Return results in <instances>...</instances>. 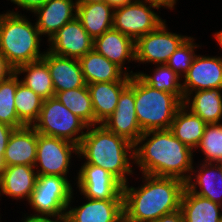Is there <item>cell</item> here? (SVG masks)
Wrapping results in <instances>:
<instances>
[{
    "label": "cell",
    "mask_w": 222,
    "mask_h": 222,
    "mask_svg": "<svg viewBox=\"0 0 222 222\" xmlns=\"http://www.w3.org/2000/svg\"><path fill=\"white\" fill-rule=\"evenodd\" d=\"M219 168H220L221 175H222V161H221V162H219Z\"/></svg>",
    "instance_id": "cell-46"
},
{
    "label": "cell",
    "mask_w": 222,
    "mask_h": 222,
    "mask_svg": "<svg viewBox=\"0 0 222 222\" xmlns=\"http://www.w3.org/2000/svg\"><path fill=\"white\" fill-rule=\"evenodd\" d=\"M35 171V167L30 165L6 166L0 176V195L28 201L38 176Z\"/></svg>",
    "instance_id": "cell-20"
},
{
    "label": "cell",
    "mask_w": 222,
    "mask_h": 222,
    "mask_svg": "<svg viewBox=\"0 0 222 222\" xmlns=\"http://www.w3.org/2000/svg\"><path fill=\"white\" fill-rule=\"evenodd\" d=\"M192 151L169 129L151 130L143 132L135 143L132 164H137L142 174L174 177L186 182L194 167Z\"/></svg>",
    "instance_id": "cell-1"
},
{
    "label": "cell",
    "mask_w": 222,
    "mask_h": 222,
    "mask_svg": "<svg viewBox=\"0 0 222 222\" xmlns=\"http://www.w3.org/2000/svg\"><path fill=\"white\" fill-rule=\"evenodd\" d=\"M145 1L155 3L159 5L160 7H164V8L166 7L173 10L177 0H145Z\"/></svg>",
    "instance_id": "cell-40"
},
{
    "label": "cell",
    "mask_w": 222,
    "mask_h": 222,
    "mask_svg": "<svg viewBox=\"0 0 222 222\" xmlns=\"http://www.w3.org/2000/svg\"><path fill=\"white\" fill-rule=\"evenodd\" d=\"M17 73L0 81V123L7 124L15 129L26 126L19 118L15 108V93L21 82Z\"/></svg>",
    "instance_id": "cell-30"
},
{
    "label": "cell",
    "mask_w": 222,
    "mask_h": 222,
    "mask_svg": "<svg viewBox=\"0 0 222 222\" xmlns=\"http://www.w3.org/2000/svg\"><path fill=\"white\" fill-rule=\"evenodd\" d=\"M18 7L22 9H26L34 13L37 9H39L42 5H44L48 0H10Z\"/></svg>",
    "instance_id": "cell-35"
},
{
    "label": "cell",
    "mask_w": 222,
    "mask_h": 222,
    "mask_svg": "<svg viewBox=\"0 0 222 222\" xmlns=\"http://www.w3.org/2000/svg\"><path fill=\"white\" fill-rule=\"evenodd\" d=\"M151 8L159 10L161 7L145 0H134L127 5L115 8L113 28L136 41L165 21Z\"/></svg>",
    "instance_id": "cell-8"
},
{
    "label": "cell",
    "mask_w": 222,
    "mask_h": 222,
    "mask_svg": "<svg viewBox=\"0 0 222 222\" xmlns=\"http://www.w3.org/2000/svg\"><path fill=\"white\" fill-rule=\"evenodd\" d=\"M93 49L119 66L125 73L126 61L135 62V41L114 28L94 39ZM132 59V60H131Z\"/></svg>",
    "instance_id": "cell-18"
},
{
    "label": "cell",
    "mask_w": 222,
    "mask_h": 222,
    "mask_svg": "<svg viewBox=\"0 0 222 222\" xmlns=\"http://www.w3.org/2000/svg\"><path fill=\"white\" fill-rule=\"evenodd\" d=\"M77 4H89V3H101L105 2V0H76Z\"/></svg>",
    "instance_id": "cell-44"
},
{
    "label": "cell",
    "mask_w": 222,
    "mask_h": 222,
    "mask_svg": "<svg viewBox=\"0 0 222 222\" xmlns=\"http://www.w3.org/2000/svg\"><path fill=\"white\" fill-rule=\"evenodd\" d=\"M92 127L86 128L78 145V156L87 159L86 164L102 167L123 185L129 183L127 176L133 174L130 160H134V144L108 131L102 124Z\"/></svg>",
    "instance_id": "cell-3"
},
{
    "label": "cell",
    "mask_w": 222,
    "mask_h": 222,
    "mask_svg": "<svg viewBox=\"0 0 222 222\" xmlns=\"http://www.w3.org/2000/svg\"><path fill=\"white\" fill-rule=\"evenodd\" d=\"M73 152L78 155V145L75 143L37 132L34 164L37 175H57L67 178Z\"/></svg>",
    "instance_id": "cell-9"
},
{
    "label": "cell",
    "mask_w": 222,
    "mask_h": 222,
    "mask_svg": "<svg viewBox=\"0 0 222 222\" xmlns=\"http://www.w3.org/2000/svg\"><path fill=\"white\" fill-rule=\"evenodd\" d=\"M54 222H68L66 218L63 219H56Z\"/></svg>",
    "instance_id": "cell-45"
},
{
    "label": "cell",
    "mask_w": 222,
    "mask_h": 222,
    "mask_svg": "<svg viewBox=\"0 0 222 222\" xmlns=\"http://www.w3.org/2000/svg\"><path fill=\"white\" fill-rule=\"evenodd\" d=\"M156 66L153 76L143 72H136V74L152 88L174 94L183 103L184 93L180 82L181 76L166 64Z\"/></svg>",
    "instance_id": "cell-31"
},
{
    "label": "cell",
    "mask_w": 222,
    "mask_h": 222,
    "mask_svg": "<svg viewBox=\"0 0 222 222\" xmlns=\"http://www.w3.org/2000/svg\"><path fill=\"white\" fill-rule=\"evenodd\" d=\"M42 59L49 68L55 94L87 85L79 59L59 56L48 50Z\"/></svg>",
    "instance_id": "cell-16"
},
{
    "label": "cell",
    "mask_w": 222,
    "mask_h": 222,
    "mask_svg": "<svg viewBox=\"0 0 222 222\" xmlns=\"http://www.w3.org/2000/svg\"><path fill=\"white\" fill-rule=\"evenodd\" d=\"M15 69L7 62L5 56L0 52V81L7 79Z\"/></svg>",
    "instance_id": "cell-36"
},
{
    "label": "cell",
    "mask_w": 222,
    "mask_h": 222,
    "mask_svg": "<svg viewBox=\"0 0 222 222\" xmlns=\"http://www.w3.org/2000/svg\"><path fill=\"white\" fill-rule=\"evenodd\" d=\"M193 37H187L169 57L166 65L182 77L188 72L195 56V49L201 47L194 42Z\"/></svg>",
    "instance_id": "cell-34"
},
{
    "label": "cell",
    "mask_w": 222,
    "mask_h": 222,
    "mask_svg": "<svg viewBox=\"0 0 222 222\" xmlns=\"http://www.w3.org/2000/svg\"><path fill=\"white\" fill-rule=\"evenodd\" d=\"M15 73L18 75L26 73L25 77L20 80L21 83L32 89L44 100L55 97L49 68L43 59L20 65L15 69Z\"/></svg>",
    "instance_id": "cell-28"
},
{
    "label": "cell",
    "mask_w": 222,
    "mask_h": 222,
    "mask_svg": "<svg viewBox=\"0 0 222 222\" xmlns=\"http://www.w3.org/2000/svg\"><path fill=\"white\" fill-rule=\"evenodd\" d=\"M114 9L106 2L77 4L76 18L94 40L113 28Z\"/></svg>",
    "instance_id": "cell-25"
},
{
    "label": "cell",
    "mask_w": 222,
    "mask_h": 222,
    "mask_svg": "<svg viewBox=\"0 0 222 222\" xmlns=\"http://www.w3.org/2000/svg\"><path fill=\"white\" fill-rule=\"evenodd\" d=\"M15 128L0 123V149H6L9 137Z\"/></svg>",
    "instance_id": "cell-37"
},
{
    "label": "cell",
    "mask_w": 222,
    "mask_h": 222,
    "mask_svg": "<svg viewBox=\"0 0 222 222\" xmlns=\"http://www.w3.org/2000/svg\"><path fill=\"white\" fill-rule=\"evenodd\" d=\"M129 81L97 82L87 84L95 114V125L109 118L118 104L121 92Z\"/></svg>",
    "instance_id": "cell-23"
},
{
    "label": "cell",
    "mask_w": 222,
    "mask_h": 222,
    "mask_svg": "<svg viewBox=\"0 0 222 222\" xmlns=\"http://www.w3.org/2000/svg\"><path fill=\"white\" fill-rule=\"evenodd\" d=\"M183 79L184 97L199 90L222 88V56L196 55Z\"/></svg>",
    "instance_id": "cell-14"
},
{
    "label": "cell",
    "mask_w": 222,
    "mask_h": 222,
    "mask_svg": "<svg viewBox=\"0 0 222 222\" xmlns=\"http://www.w3.org/2000/svg\"><path fill=\"white\" fill-rule=\"evenodd\" d=\"M4 153H5V149H0V176L6 167L5 162H4Z\"/></svg>",
    "instance_id": "cell-42"
},
{
    "label": "cell",
    "mask_w": 222,
    "mask_h": 222,
    "mask_svg": "<svg viewBox=\"0 0 222 222\" xmlns=\"http://www.w3.org/2000/svg\"><path fill=\"white\" fill-rule=\"evenodd\" d=\"M77 188L84 197L102 200H123V184L111 173L92 164L81 166Z\"/></svg>",
    "instance_id": "cell-12"
},
{
    "label": "cell",
    "mask_w": 222,
    "mask_h": 222,
    "mask_svg": "<svg viewBox=\"0 0 222 222\" xmlns=\"http://www.w3.org/2000/svg\"><path fill=\"white\" fill-rule=\"evenodd\" d=\"M25 219H22V222H54L56 219L50 216L38 215L37 213L34 215L26 216ZM52 218V219H51Z\"/></svg>",
    "instance_id": "cell-39"
},
{
    "label": "cell",
    "mask_w": 222,
    "mask_h": 222,
    "mask_svg": "<svg viewBox=\"0 0 222 222\" xmlns=\"http://www.w3.org/2000/svg\"><path fill=\"white\" fill-rule=\"evenodd\" d=\"M87 202L79 207L67 206L68 222H122L123 200H102L85 197Z\"/></svg>",
    "instance_id": "cell-15"
},
{
    "label": "cell",
    "mask_w": 222,
    "mask_h": 222,
    "mask_svg": "<svg viewBox=\"0 0 222 222\" xmlns=\"http://www.w3.org/2000/svg\"><path fill=\"white\" fill-rule=\"evenodd\" d=\"M213 37L216 38L215 40H217L218 45L220 46V48H222V29L221 31H217L216 33H214Z\"/></svg>",
    "instance_id": "cell-43"
},
{
    "label": "cell",
    "mask_w": 222,
    "mask_h": 222,
    "mask_svg": "<svg viewBox=\"0 0 222 222\" xmlns=\"http://www.w3.org/2000/svg\"><path fill=\"white\" fill-rule=\"evenodd\" d=\"M86 84L97 82L130 81L136 75L131 71L125 73L119 66L94 49L79 59Z\"/></svg>",
    "instance_id": "cell-21"
},
{
    "label": "cell",
    "mask_w": 222,
    "mask_h": 222,
    "mask_svg": "<svg viewBox=\"0 0 222 222\" xmlns=\"http://www.w3.org/2000/svg\"><path fill=\"white\" fill-rule=\"evenodd\" d=\"M165 22L135 41V62L166 64L172 53L188 37L169 32Z\"/></svg>",
    "instance_id": "cell-10"
},
{
    "label": "cell",
    "mask_w": 222,
    "mask_h": 222,
    "mask_svg": "<svg viewBox=\"0 0 222 222\" xmlns=\"http://www.w3.org/2000/svg\"><path fill=\"white\" fill-rule=\"evenodd\" d=\"M200 165L199 170H195V167L192 168L190 177L185 182V187L194 194L222 205V175L219 162L214 164L203 162Z\"/></svg>",
    "instance_id": "cell-22"
},
{
    "label": "cell",
    "mask_w": 222,
    "mask_h": 222,
    "mask_svg": "<svg viewBox=\"0 0 222 222\" xmlns=\"http://www.w3.org/2000/svg\"><path fill=\"white\" fill-rule=\"evenodd\" d=\"M37 151V131L33 126H23L11 133L5 153L6 166L30 165L34 166Z\"/></svg>",
    "instance_id": "cell-19"
},
{
    "label": "cell",
    "mask_w": 222,
    "mask_h": 222,
    "mask_svg": "<svg viewBox=\"0 0 222 222\" xmlns=\"http://www.w3.org/2000/svg\"><path fill=\"white\" fill-rule=\"evenodd\" d=\"M55 97L88 126H95V114L87 85L80 88L57 92Z\"/></svg>",
    "instance_id": "cell-29"
},
{
    "label": "cell",
    "mask_w": 222,
    "mask_h": 222,
    "mask_svg": "<svg viewBox=\"0 0 222 222\" xmlns=\"http://www.w3.org/2000/svg\"><path fill=\"white\" fill-rule=\"evenodd\" d=\"M182 104L192 113L202 118L206 124L221 123L222 88L191 92L184 97Z\"/></svg>",
    "instance_id": "cell-24"
},
{
    "label": "cell",
    "mask_w": 222,
    "mask_h": 222,
    "mask_svg": "<svg viewBox=\"0 0 222 222\" xmlns=\"http://www.w3.org/2000/svg\"><path fill=\"white\" fill-rule=\"evenodd\" d=\"M206 125L202 118L182 104L176 111L169 130L178 140L195 152L194 149L198 147Z\"/></svg>",
    "instance_id": "cell-27"
},
{
    "label": "cell",
    "mask_w": 222,
    "mask_h": 222,
    "mask_svg": "<svg viewBox=\"0 0 222 222\" xmlns=\"http://www.w3.org/2000/svg\"><path fill=\"white\" fill-rule=\"evenodd\" d=\"M25 17L14 10L0 14V52L14 69L45 55L39 50L42 36L36 23Z\"/></svg>",
    "instance_id": "cell-4"
},
{
    "label": "cell",
    "mask_w": 222,
    "mask_h": 222,
    "mask_svg": "<svg viewBox=\"0 0 222 222\" xmlns=\"http://www.w3.org/2000/svg\"><path fill=\"white\" fill-rule=\"evenodd\" d=\"M154 222H184L181 210L161 216Z\"/></svg>",
    "instance_id": "cell-38"
},
{
    "label": "cell",
    "mask_w": 222,
    "mask_h": 222,
    "mask_svg": "<svg viewBox=\"0 0 222 222\" xmlns=\"http://www.w3.org/2000/svg\"><path fill=\"white\" fill-rule=\"evenodd\" d=\"M43 101V98L23 83L17 85L14 104L18 118L26 126H33L38 120Z\"/></svg>",
    "instance_id": "cell-32"
},
{
    "label": "cell",
    "mask_w": 222,
    "mask_h": 222,
    "mask_svg": "<svg viewBox=\"0 0 222 222\" xmlns=\"http://www.w3.org/2000/svg\"><path fill=\"white\" fill-rule=\"evenodd\" d=\"M144 185L139 188L123 185L125 222H154L161 216L180 209L185 182L174 177L142 174Z\"/></svg>",
    "instance_id": "cell-2"
},
{
    "label": "cell",
    "mask_w": 222,
    "mask_h": 222,
    "mask_svg": "<svg viewBox=\"0 0 222 222\" xmlns=\"http://www.w3.org/2000/svg\"><path fill=\"white\" fill-rule=\"evenodd\" d=\"M71 185L66 177L38 175L28 203L38 215L63 219L74 195Z\"/></svg>",
    "instance_id": "cell-6"
},
{
    "label": "cell",
    "mask_w": 222,
    "mask_h": 222,
    "mask_svg": "<svg viewBox=\"0 0 222 222\" xmlns=\"http://www.w3.org/2000/svg\"><path fill=\"white\" fill-rule=\"evenodd\" d=\"M222 205L190 192L184 188L180 210L184 222H219Z\"/></svg>",
    "instance_id": "cell-26"
},
{
    "label": "cell",
    "mask_w": 222,
    "mask_h": 222,
    "mask_svg": "<svg viewBox=\"0 0 222 222\" xmlns=\"http://www.w3.org/2000/svg\"><path fill=\"white\" fill-rule=\"evenodd\" d=\"M33 127L40 134L66 139L79 145L86 133L83 130L88 125L56 97H51L43 101L39 118Z\"/></svg>",
    "instance_id": "cell-7"
},
{
    "label": "cell",
    "mask_w": 222,
    "mask_h": 222,
    "mask_svg": "<svg viewBox=\"0 0 222 222\" xmlns=\"http://www.w3.org/2000/svg\"><path fill=\"white\" fill-rule=\"evenodd\" d=\"M47 49L53 54L80 59L93 50L94 40L88 35L81 22L75 18L66 23L48 41Z\"/></svg>",
    "instance_id": "cell-13"
},
{
    "label": "cell",
    "mask_w": 222,
    "mask_h": 222,
    "mask_svg": "<svg viewBox=\"0 0 222 222\" xmlns=\"http://www.w3.org/2000/svg\"><path fill=\"white\" fill-rule=\"evenodd\" d=\"M134 0H105V2L110 5L113 9L118 8V7H122L124 5H127L131 2H133Z\"/></svg>",
    "instance_id": "cell-41"
},
{
    "label": "cell",
    "mask_w": 222,
    "mask_h": 222,
    "mask_svg": "<svg viewBox=\"0 0 222 222\" xmlns=\"http://www.w3.org/2000/svg\"><path fill=\"white\" fill-rule=\"evenodd\" d=\"M102 125L134 145L143 134L135 110V75L130 77L128 86L121 92L113 114Z\"/></svg>",
    "instance_id": "cell-11"
},
{
    "label": "cell",
    "mask_w": 222,
    "mask_h": 222,
    "mask_svg": "<svg viewBox=\"0 0 222 222\" xmlns=\"http://www.w3.org/2000/svg\"><path fill=\"white\" fill-rule=\"evenodd\" d=\"M204 153L205 163H218L222 161V124H207L204 134L198 145Z\"/></svg>",
    "instance_id": "cell-33"
},
{
    "label": "cell",
    "mask_w": 222,
    "mask_h": 222,
    "mask_svg": "<svg viewBox=\"0 0 222 222\" xmlns=\"http://www.w3.org/2000/svg\"><path fill=\"white\" fill-rule=\"evenodd\" d=\"M36 26L42 35H47L48 41L66 23L72 21L77 15V1L48 0L34 12Z\"/></svg>",
    "instance_id": "cell-17"
},
{
    "label": "cell",
    "mask_w": 222,
    "mask_h": 222,
    "mask_svg": "<svg viewBox=\"0 0 222 222\" xmlns=\"http://www.w3.org/2000/svg\"><path fill=\"white\" fill-rule=\"evenodd\" d=\"M181 105L174 94L154 89L135 75V110L143 132L170 129Z\"/></svg>",
    "instance_id": "cell-5"
}]
</instances>
